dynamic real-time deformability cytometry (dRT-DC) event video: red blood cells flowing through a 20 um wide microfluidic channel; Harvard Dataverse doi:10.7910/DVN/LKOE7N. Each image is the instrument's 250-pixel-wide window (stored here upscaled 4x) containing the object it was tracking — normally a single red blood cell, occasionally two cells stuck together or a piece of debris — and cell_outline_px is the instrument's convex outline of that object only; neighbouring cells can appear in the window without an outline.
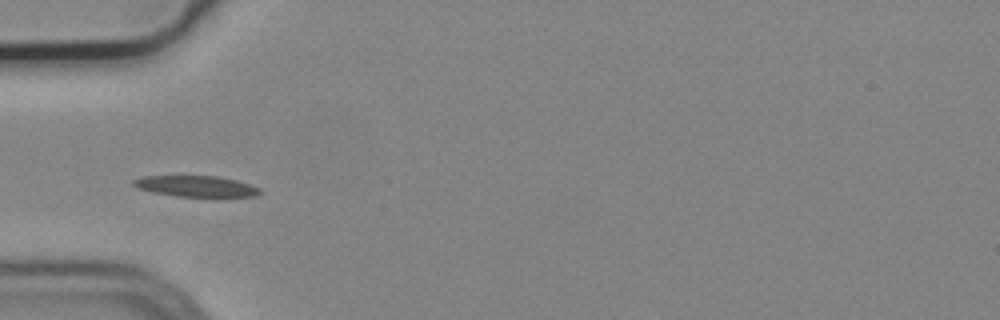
{"species": "common noctule bat (a hibernating species)", "species_latin": "Nyctalus noctula", "temperature_condition": "cold", "stored_images_in_passage": 6, "camera_frame_rate_fps": 3000, "um_per_image_px": 0.085, "animal": {"sex": "male", "body_mass_g": 19.2, "forearm_length_mm": 51.8}, "frame": {"image": 1, "passage_image": 4, "time_ms": 1.0, "image_size_px": [1000, 320], "cell_outline_px": [[260, 192], [256, 196], [176, 196], [152, 192], [136, 188], [132, 184], [132, 180], [140, 176], [216, 176], [236, 180], [260, 188]], "centroid_in_image_um": [16.58, 15.82], "position_along_channel_um": 68.4, "area_um2": 15.32}}
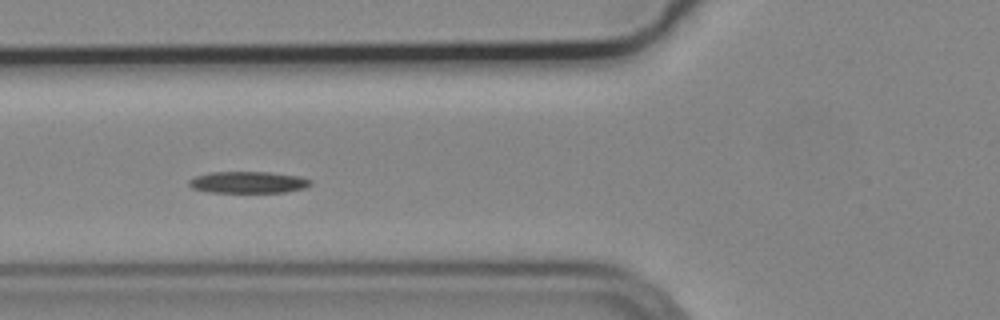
{"frame": {"image": 2, "passage_image": 5, "time_ms": 1.333, "image_size_px": [1000, 320], "cell_outline_px": [[312, 184], [304, 188], [284, 192], [208, 192], [192, 188], [188, 184], [188, 180], [196, 176], [208, 172], [268, 172], [300, 176], [312, 180]], "centroid_in_image_um": [21.08, 15.49], "position_along_channel_um": 104.7, "area_um2": 15.37}}
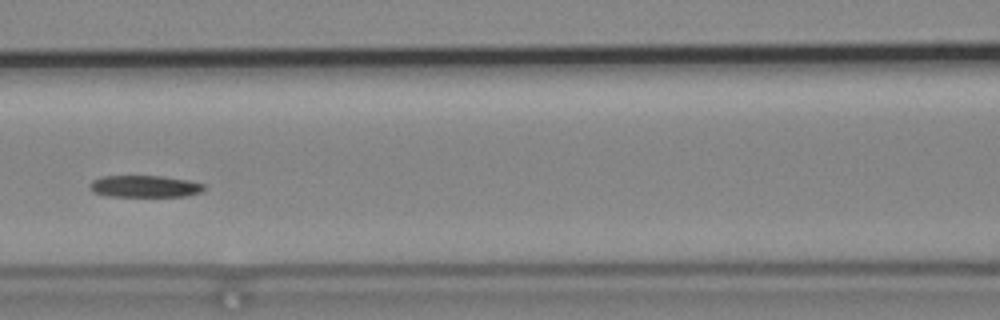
{"frame": {"image": 3, "passage_image": 6, "time_ms": 1.667, "image_size_px": [1000, 320], "cell_outline_px": [[204, 188], [200, 192], [188, 196], [108, 196], [92, 192], [88, 188], [88, 184], [92, 180], [104, 176], [164, 176], [188, 180], [204, 184]], "centroid_in_image_um": [12.26, 15.84], "position_along_channel_um": 154.3, "area_um2": 14.62}}